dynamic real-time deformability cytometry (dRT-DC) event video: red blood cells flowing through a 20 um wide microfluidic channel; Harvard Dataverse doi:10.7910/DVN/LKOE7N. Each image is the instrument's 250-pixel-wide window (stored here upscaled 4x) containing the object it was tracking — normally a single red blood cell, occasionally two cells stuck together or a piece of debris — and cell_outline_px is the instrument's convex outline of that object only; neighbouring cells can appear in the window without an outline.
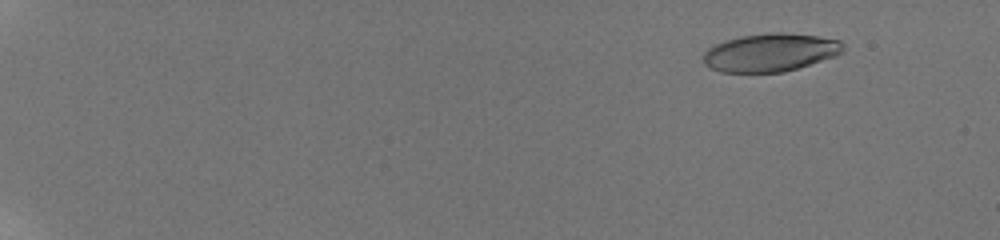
{"species": "human", "species_latin": "Homo sapiens", "temperature_condition": "room temperature", "stored_images_in_passage": 20, "camera_frame_rate_fps": 3000, "um_per_image_px": 0.085, "donor": {"sex": "male"}, "frame": {"image": 1, "passage_image": 1, "time_ms": 0.0, "image_size_px": [1000, 240], "cell_outline_px": [[844, 52], [836, 56], [784, 72], [720, 72], [704, 64], [704, 52], [708, 48], [724, 40], [744, 36], [768, 32], [784, 32], [816, 36], [840, 40], [844, 44]], "centroid_in_image_um": [65.5, 4.46], "position_along_channel_um": 19.5, "area_um2": 31.04}}
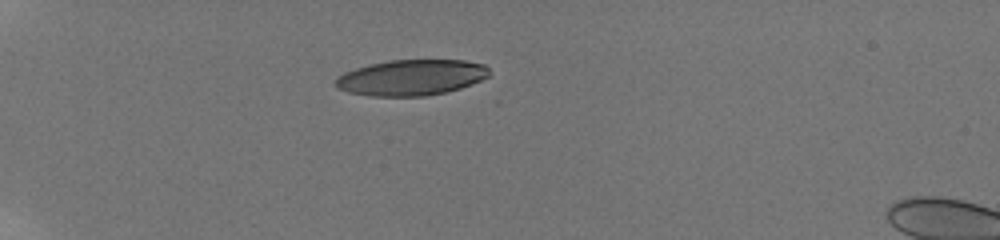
{"frame": {"image": 2, "passage_image": 13, "time_ms": 4.333, "image_size_px": [1000, 240], "cell_outline_px": [[488, 76], [472, 84], [460, 88], [444, 92], [424, 96], [372, 96], [348, 92], [336, 88], [332, 84], [336, 76], [344, 72], [368, 64], [388, 60], [464, 60], [484, 64], [488, 68]], "centroid_in_image_um": [34.89, 6.58], "position_along_channel_um": 50.1, "area_um2": 32.19}}